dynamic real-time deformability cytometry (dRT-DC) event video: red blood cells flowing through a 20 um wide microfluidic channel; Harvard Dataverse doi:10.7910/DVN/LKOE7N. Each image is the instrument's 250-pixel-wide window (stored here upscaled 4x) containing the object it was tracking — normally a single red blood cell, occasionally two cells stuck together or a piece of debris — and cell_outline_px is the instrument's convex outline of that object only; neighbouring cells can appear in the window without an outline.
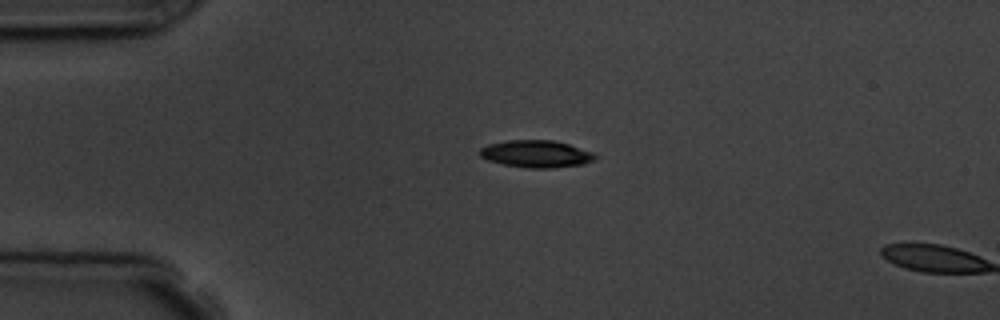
{"species": "common noctule bat (a hibernating species)", "species_latin": "Nyctalus noctula", "temperature_condition": "room temperature", "stored_images_in_passage": 2, "camera_frame_rate_fps": 3000, "um_per_image_px": 0.085, "animal": {"sex": "male", "body_mass_g": 19.5, "forearm_length_mm": 54.6}, "frame": {"image": 1, "passage_image": 1, "time_ms": 0.0, "image_size_px": [1000, 320], "cell_outline_px": [[596, 160], [584, 164], [552, 168], [528, 168], [504, 164], [488, 160], [480, 156], [480, 148], [488, 144], [508, 140], [552, 140], [568, 144], [596, 152]], "centroid_in_image_um": [45.62, 13.08], "position_along_channel_um": 39.4, "area_um2": 18.38}}